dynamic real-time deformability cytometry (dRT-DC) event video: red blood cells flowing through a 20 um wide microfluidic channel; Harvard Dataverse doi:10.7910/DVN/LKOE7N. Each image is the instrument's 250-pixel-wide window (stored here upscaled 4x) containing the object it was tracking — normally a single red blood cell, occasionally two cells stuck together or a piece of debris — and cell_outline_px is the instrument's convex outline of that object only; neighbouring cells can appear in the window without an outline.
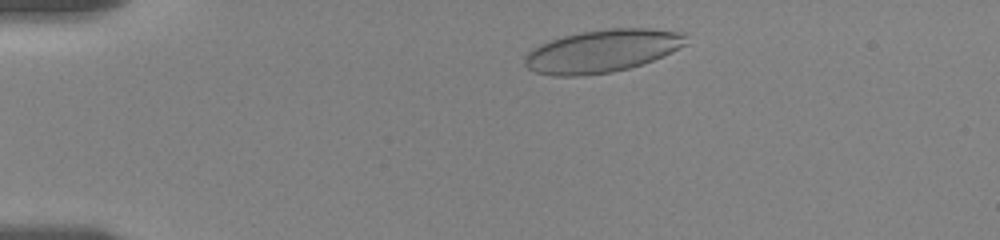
{"species": "human", "species_latin": "Homo sapiens", "temperature_condition": "room temperature", "stored_images_in_passage": 70, "camera_frame_rate_fps": 3000, "um_per_image_px": 0.085, "donor": {"sex": "female"}, "frame": {"image": 1, "passage_image": 6, "time_ms": 1.333, "image_size_px": [1000, 240], "cell_outline_px": [[688, 44], [652, 60], [628, 68], [612, 72], [576, 76], [552, 76], [536, 72], [528, 68], [524, 64], [524, 56], [532, 48], [540, 44], [564, 36], [580, 32], [608, 28], [652, 28], [688, 32]], "centroid_in_image_um": [51.22, 4.32], "position_along_channel_um": 33.8, "area_um2": 40.34}}
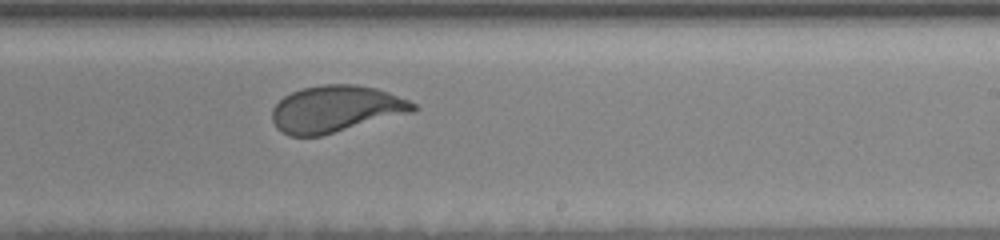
{"frame": {"image": 2, "passage_image": 44, "time_ms": 9.333, "image_size_px": [1000, 240], "cell_outline_px": [[416, 112], [320, 136], [288, 136], [276, 128], [272, 120], [272, 108], [284, 96], [292, 92], [304, 88], [324, 84], [356, 84], [376, 88], [388, 92], [408, 100], [416, 104]], "centroid_in_image_um": [28.56, 9.27], "position_along_channel_um": 260.4, "area_um2": 38.55}}
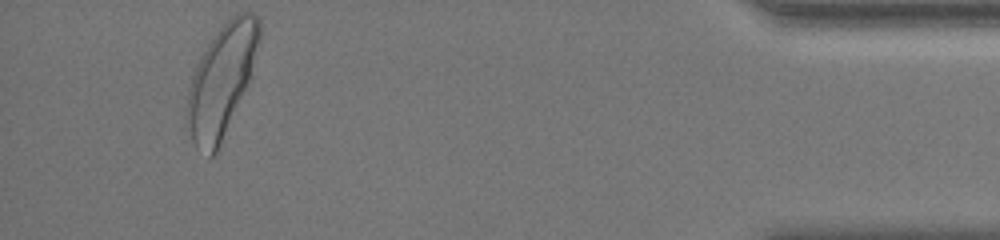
{"frame": {"image": 3, "passage_image": 66, "time_ms": 15.333, "image_size_px": [1000, 240], "cell_outline_px": [[260, 40], [252, 80], [216, 152], [212, 156], [208, 156], [196, 148], [184, 124], [188, 88], [196, 64], [200, 56], [216, 32], [236, 12], [252, 12], [260, 16]], "centroid_in_image_um": [18.85, 6.85], "position_along_channel_um": 416.4, "area_um2": 47.92}, "authors_computed_cell_mechanics": {"area_um2": 39.7375, "velocity_mm_per_s": 3.5457, "shape_relaxation_time_tau1_ms": 3.6622, "shape_relaxation_time_tau2_ms": null, "deformation_change_tau1": 0.1397, "deformation_change_tau2": null}}